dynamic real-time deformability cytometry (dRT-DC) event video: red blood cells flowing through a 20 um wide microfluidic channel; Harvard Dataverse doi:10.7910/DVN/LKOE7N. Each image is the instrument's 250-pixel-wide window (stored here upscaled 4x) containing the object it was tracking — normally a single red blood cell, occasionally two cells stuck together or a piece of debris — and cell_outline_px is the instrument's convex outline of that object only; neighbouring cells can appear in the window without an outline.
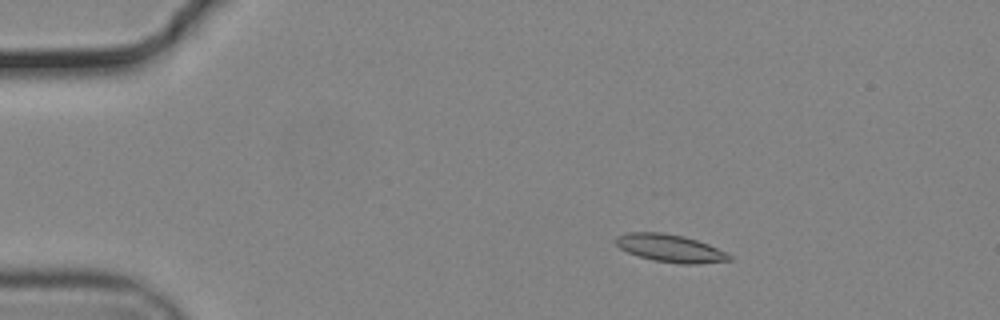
{"species": "common noctule bat (a hibernating species)", "species_latin": "Nyctalus noctula", "temperature_condition": "cold", "stored_images_in_passage": 56, "camera_frame_rate_fps": 3000, "um_per_image_px": 0.085, "animal": {"sex": "male", "body_mass_g": 19.2, "forearm_length_mm": 51.8}, "frame": {"image": 1, "passage_image": 10, "time_ms": 3.0, "image_size_px": [1000, 320], "cell_outline_px": [[732, 260], [696, 264], [680, 264], [652, 260], [628, 252], [620, 248], [616, 244], [616, 236], [628, 232], [664, 232], [684, 236], [708, 244], [732, 256]], "centroid_in_image_um": [56.96, 21.09], "position_along_channel_um": 28.0, "area_um2": 18.21}}
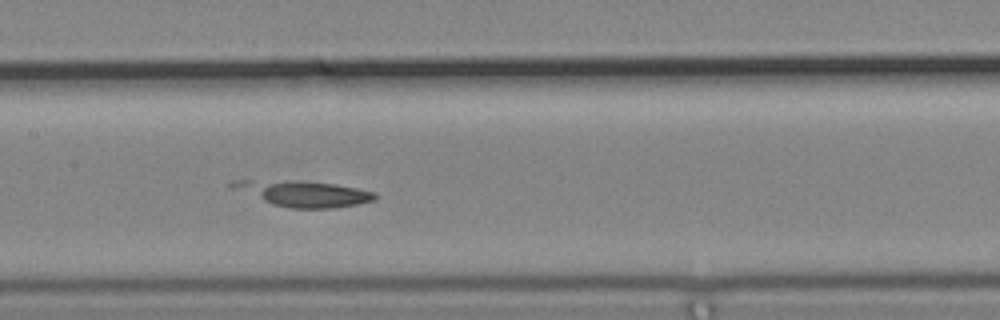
{"frame": {"image": 2, "passage_image": 28, "time_ms": 9.0, "image_size_px": [1000, 320], "cell_outline_px": [[376, 200], [336, 208], [292, 208], [272, 204], [228, 188], [228, 184], [232, 180], [296, 180], [336, 184], [376, 192]], "centroid_in_image_um": [25.72, 16.44], "position_along_channel_um": 181.7, "area_um2": 21.73}}
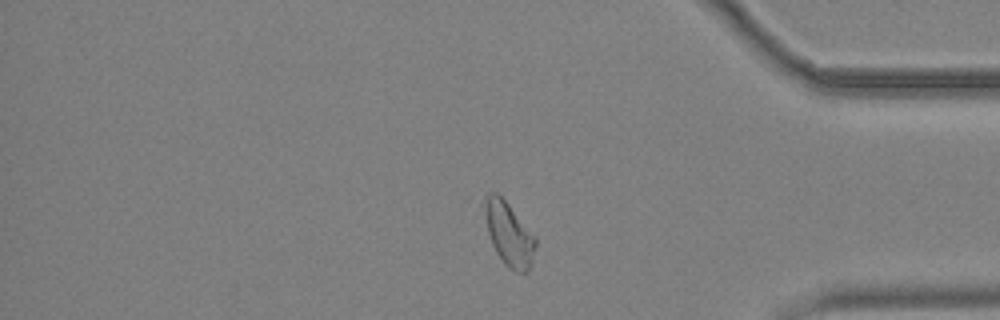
{"frame": {"image": 3, "passage_image": 47, "time_ms": 15.333, "image_size_px": [1000, 320], "cell_outline_px": [[536, 244], [528, 268], [524, 272], [516, 272], [508, 268], [504, 264], [496, 252], [492, 244], [488, 232], [480, 204], [484, 196], [492, 192], [496, 192], [508, 204], [536, 236]], "centroid_in_image_um": [43.19, 19.82], "position_along_channel_um": 392.0, "area_um2": 18.96}}